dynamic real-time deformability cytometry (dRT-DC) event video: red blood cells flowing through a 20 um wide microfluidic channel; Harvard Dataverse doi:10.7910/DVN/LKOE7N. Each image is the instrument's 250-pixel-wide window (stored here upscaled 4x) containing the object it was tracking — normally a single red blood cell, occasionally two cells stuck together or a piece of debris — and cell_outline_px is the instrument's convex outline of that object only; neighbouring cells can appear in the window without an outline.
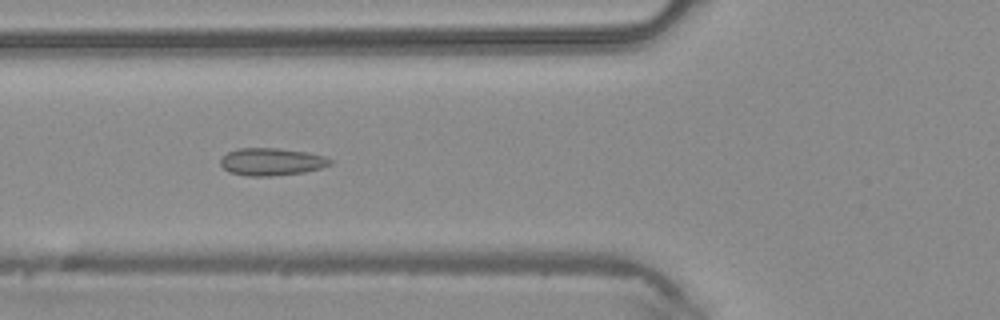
{"species": "common noctule bat (a hibernating species)", "species_latin": "Nyctalus noctula", "temperature_condition": "warm", "stored_images_in_passage": 4, "camera_frame_rate_fps": 3000, "um_per_image_px": 0.085, "animal": {"sex": "male", "body_mass_g": 20.4}, "frame": {"image": 1, "passage_image": 4, "time_ms": 1.0, "image_size_px": [1000, 320], "cell_outline_px": [[336, 160], [332, 164], [320, 168], [304, 172], [272, 176], [244, 176], [228, 172], [220, 164], [220, 160], [228, 152], [236, 148], [276, 148], [308, 152], [324, 156]], "centroid_in_image_um": [23.1, 13.75], "position_along_channel_um": 102.7, "area_um2": 17.74}}